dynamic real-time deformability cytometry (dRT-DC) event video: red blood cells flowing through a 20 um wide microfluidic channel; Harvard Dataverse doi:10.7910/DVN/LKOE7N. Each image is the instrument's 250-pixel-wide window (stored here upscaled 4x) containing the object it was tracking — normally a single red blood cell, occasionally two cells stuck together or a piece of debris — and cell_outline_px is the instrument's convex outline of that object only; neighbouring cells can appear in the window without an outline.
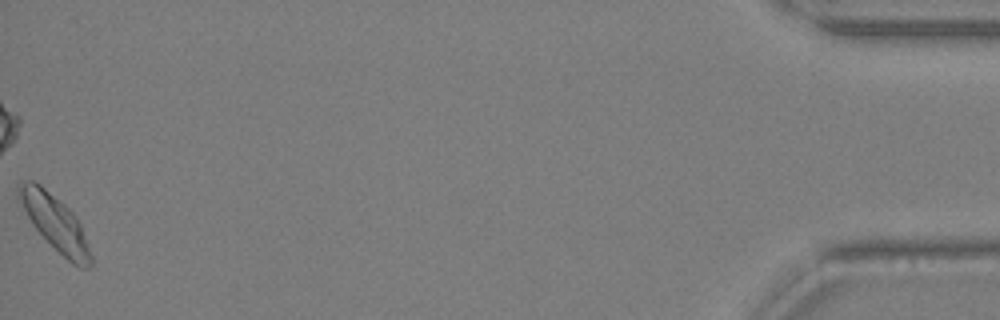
{"species": "Egyptian fruit bat (a non-hibernating species)", "species_latin": "Rousettus aegyptiacus", "temperature_condition": "warm", "stored_images_in_passage": 39, "camera_frame_rate_fps": 3000, "um_per_image_px": 0.085, "animal": {"sex": "female"}, "frame": {"image": 1, "passage_image": 39, "time_ms": 12.667, "image_size_px": [1000, 320], "cell_outline_px": [[92, 264], [88, 268], [80, 268], [72, 264], [32, 224], [16, 200], [16, 188], [24, 180], [32, 180], [40, 184], [64, 204], [76, 216], [80, 224], [92, 256]], "centroid_in_image_um": [4.64, 18.9], "position_along_channel_um": 430.6, "area_um2": 23.0}}